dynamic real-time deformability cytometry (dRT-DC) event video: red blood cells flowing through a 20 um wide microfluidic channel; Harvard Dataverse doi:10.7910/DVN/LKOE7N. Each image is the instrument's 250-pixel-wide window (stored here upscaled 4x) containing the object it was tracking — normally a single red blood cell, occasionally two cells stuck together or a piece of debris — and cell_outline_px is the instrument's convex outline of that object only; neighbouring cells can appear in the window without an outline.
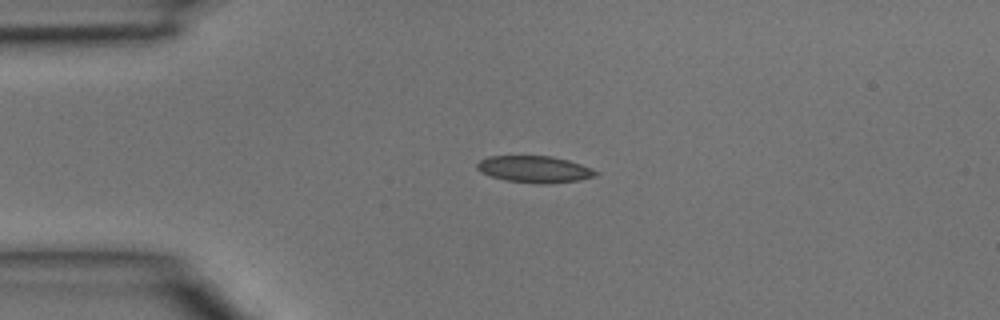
{"species": "common noctule bat (a hibernating species)", "species_latin": "Nyctalus noctula", "temperature_condition": "room temperature", "stored_images_in_passage": 2, "camera_frame_rate_fps": 3000, "um_per_image_px": 0.085, "animal": {"sex": "male", "body_mass_g": 15.6}, "frame": {"image": 1, "passage_image": 1, "time_ms": 0.0, "image_size_px": [1000, 320], "cell_outline_px": [[600, 172], [596, 176], [580, 180], [544, 184], [536, 184], [504, 180], [480, 172], [476, 168], [476, 164], [480, 160], [488, 156], [552, 156], [568, 160], [580, 164]], "centroid_in_image_um": [45.42, 14.39], "position_along_channel_um": 39.6, "area_um2": 18.55}}